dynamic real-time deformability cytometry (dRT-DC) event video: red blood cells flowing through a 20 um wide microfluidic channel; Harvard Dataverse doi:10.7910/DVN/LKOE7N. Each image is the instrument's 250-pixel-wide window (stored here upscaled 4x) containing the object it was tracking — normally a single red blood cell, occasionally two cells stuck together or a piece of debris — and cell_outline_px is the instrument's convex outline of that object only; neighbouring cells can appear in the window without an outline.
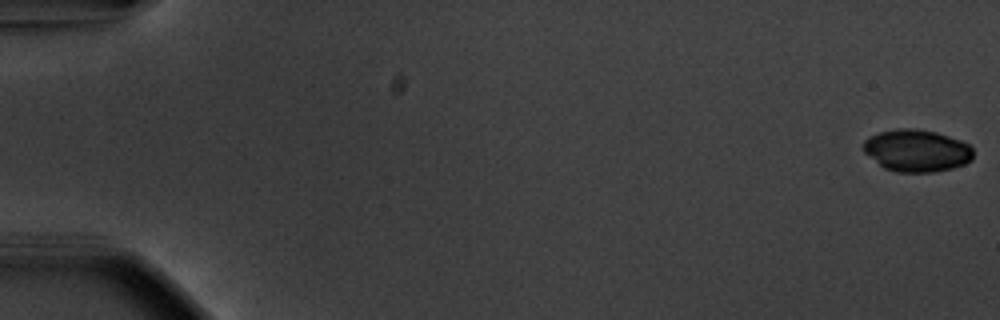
{"species": "common noctule bat (a hibernating species)", "species_latin": "Nyctalus noctula", "temperature_condition": "warm", "stored_images_in_passage": 51, "camera_frame_rate_fps": 3000, "um_per_image_px": 0.085, "animal": {"sex": "male", "body_mass_g": 20.1, "forearm_length_mm": 53.5}, "frame": {"image": 1, "passage_image": 1, "time_ms": 0.0, "image_size_px": [1000, 320], "cell_outline_px": [[972, 160], [964, 164], [952, 168], [932, 172], [896, 172], [884, 168], [864, 152], [864, 140], [868, 136], [880, 132], [896, 128], [916, 128], [936, 132], [960, 140], [968, 144], [972, 148]], "centroid_in_image_um": [77.91, 12.79], "position_along_channel_um": 7.1, "area_um2": 26.99}}
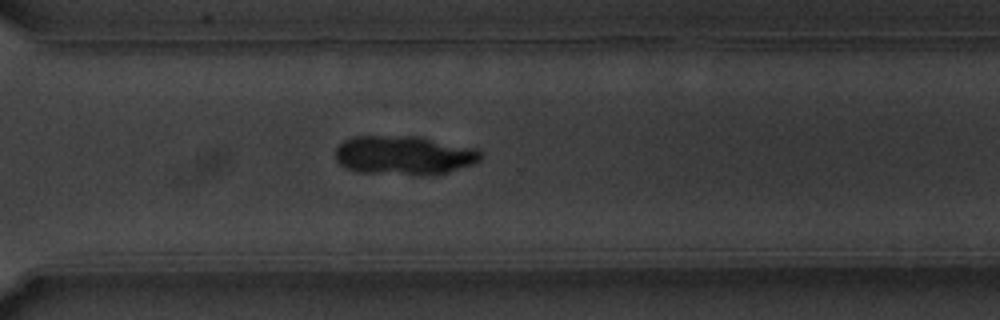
{"frame": {"image": 2, "passage_image": 41, "time_ms": 13.333, "image_size_px": [1000, 320], "cell_outline_px": [[484, 156], [480, 160], [472, 164], [448, 172], [428, 176], [416, 176], [356, 172], [344, 168], [336, 160], [336, 148], [344, 140], [352, 136], [420, 136], [476, 148], [484, 152]], "centroid_in_image_um": [34.36, 13.21], "position_along_channel_um": 336.2, "area_um2": 33.87}}
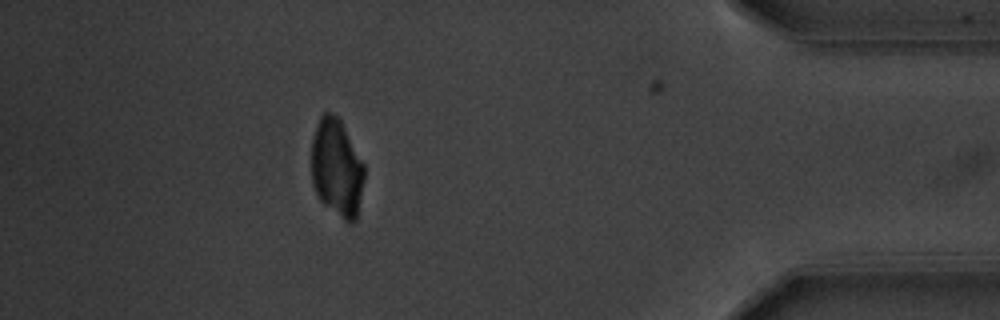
{"frame": {"image": 3, "passage_image": 50, "time_ms": 16.333, "image_size_px": [1000, 320], "cell_outline_px": [[364, 180], [356, 220], [344, 220], [324, 204], [320, 200], [312, 184], [312, 136], [316, 124], [320, 116], [324, 112], [332, 112], [340, 116], [364, 164]], "centroid_in_image_um": [28.62, 14.2], "position_along_channel_um": 406.6, "area_um2": 30.35}}